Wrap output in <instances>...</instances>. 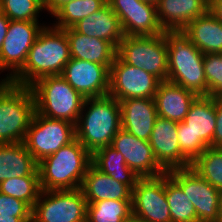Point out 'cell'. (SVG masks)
<instances>
[{
  "instance_id": "3",
  "label": "cell",
  "mask_w": 222,
  "mask_h": 222,
  "mask_svg": "<svg viewBox=\"0 0 222 222\" xmlns=\"http://www.w3.org/2000/svg\"><path fill=\"white\" fill-rule=\"evenodd\" d=\"M91 164L92 154L75 139L38 162L41 190L80 188Z\"/></svg>"
},
{
  "instance_id": "5",
  "label": "cell",
  "mask_w": 222,
  "mask_h": 222,
  "mask_svg": "<svg viewBox=\"0 0 222 222\" xmlns=\"http://www.w3.org/2000/svg\"><path fill=\"white\" fill-rule=\"evenodd\" d=\"M30 88L35 100V112L77 124L85 98L62 76L43 77Z\"/></svg>"
},
{
  "instance_id": "29",
  "label": "cell",
  "mask_w": 222,
  "mask_h": 222,
  "mask_svg": "<svg viewBox=\"0 0 222 222\" xmlns=\"http://www.w3.org/2000/svg\"><path fill=\"white\" fill-rule=\"evenodd\" d=\"M132 215V200H102L87 203L86 222H126Z\"/></svg>"
},
{
  "instance_id": "33",
  "label": "cell",
  "mask_w": 222,
  "mask_h": 222,
  "mask_svg": "<svg viewBox=\"0 0 222 222\" xmlns=\"http://www.w3.org/2000/svg\"><path fill=\"white\" fill-rule=\"evenodd\" d=\"M0 10L9 20L37 22L44 11L41 0H1Z\"/></svg>"
},
{
  "instance_id": "16",
  "label": "cell",
  "mask_w": 222,
  "mask_h": 222,
  "mask_svg": "<svg viewBox=\"0 0 222 222\" xmlns=\"http://www.w3.org/2000/svg\"><path fill=\"white\" fill-rule=\"evenodd\" d=\"M60 76L85 99L109 93L110 69L105 65L70 58Z\"/></svg>"
},
{
  "instance_id": "28",
  "label": "cell",
  "mask_w": 222,
  "mask_h": 222,
  "mask_svg": "<svg viewBox=\"0 0 222 222\" xmlns=\"http://www.w3.org/2000/svg\"><path fill=\"white\" fill-rule=\"evenodd\" d=\"M106 4L107 0H73L66 2L51 16L54 18L51 24L59 29L71 28L83 18L99 11Z\"/></svg>"
},
{
  "instance_id": "9",
  "label": "cell",
  "mask_w": 222,
  "mask_h": 222,
  "mask_svg": "<svg viewBox=\"0 0 222 222\" xmlns=\"http://www.w3.org/2000/svg\"><path fill=\"white\" fill-rule=\"evenodd\" d=\"M75 139V124L34 112L23 143L35 160L40 162Z\"/></svg>"
},
{
  "instance_id": "21",
  "label": "cell",
  "mask_w": 222,
  "mask_h": 222,
  "mask_svg": "<svg viewBox=\"0 0 222 222\" xmlns=\"http://www.w3.org/2000/svg\"><path fill=\"white\" fill-rule=\"evenodd\" d=\"M198 95L169 81H161L154 100L159 117L180 123Z\"/></svg>"
},
{
  "instance_id": "22",
  "label": "cell",
  "mask_w": 222,
  "mask_h": 222,
  "mask_svg": "<svg viewBox=\"0 0 222 222\" xmlns=\"http://www.w3.org/2000/svg\"><path fill=\"white\" fill-rule=\"evenodd\" d=\"M64 30L69 41L71 58L98 63L111 68L117 49L110 42L83 35L73 27Z\"/></svg>"
},
{
  "instance_id": "34",
  "label": "cell",
  "mask_w": 222,
  "mask_h": 222,
  "mask_svg": "<svg viewBox=\"0 0 222 222\" xmlns=\"http://www.w3.org/2000/svg\"><path fill=\"white\" fill-rule=\"evenodd\" d=\"M203 67L207 80V96L222 97V53L204 54Z\"/></svg>"
},
{
  "instance_id": "24",
  "label": "cell",
  "mask_w": 222,
  "mask_h": 222,
  "mask_svg": "<svg viewBox=\"0 0 222 222\" xmlns=\"http://www.w3.org/2000/svg\"><path fill=\"white\" fill-rule=\"evenodd\" d=\"M73 28L83 35L106 40L116 49L124 38L120 20L108 3L80 20Z\"/></svg>"
},
{
  "instance_id": "7",
  "label": "cell",
  "mask_w": 222,
  "mask_h": 222,
  "mask_svg": "<svg viewBox=\"0 0 222 222\" xmlns=\"http://www.w3.org/2000/svg\"><path fill=\"white\" fill-rule=\"evenodd\" d=\"M34 112L31 88L5 81L0 86V144L23 142Z\"/></svg>"
},
{
  "instance_id": "41",
  "label": "cell",
  "mask_w": 222,
  "mask_h": 222,
  "mask_svg": "<svg viewBox=\"0 0 222 222\" xmlns=\"http://www.w3.org/2000/svg\"><path fill=\"white\" fill-rule=\"evenodd\" d=\"M217 222H222V190H220V195H219V209H218Z\"/></svg>"
},
{
  "instance_id": "17",
  "label": "cell",
  "mask_w": 222,
  "mask_h": 222,
  "mask_svg": "<svg viewBox=\"0 0 222 222\" xmlns=\"http://www.w3.org/2000/svg\"><path fill=\"white\" fill-rule=\"evenodd\" d=\"M111 146L123 155L126 165L139 178L155 177L166 172L156 161L149 141L139 139L122 128Z\"/></svg>"
},
{
  "instance_id": "23",
  "label": "cell",
  "mask_w": 222,
  "mask_h": 222,
  "mask_svg": "<svg viewBox=\"0 0 222 222\" xmlns=\"http://www.w3.org/2000/svg\"><path fill=\"white\" fill-rule=\"evenodd\" d=\"M81 191L87 203L102 200H132V190L91 164L83 178Z\"/></svg>"
},
{
  "instance_id": "2",
  "label": "cell",
  "mask_w": 222,
  "mask_h": 222,
  "mask_svg": "<svg viewBox=\"0 0 222 222\" xmlns=\"http://www.w3.org/2000/svg\"><path fill=\"white\" fill-rule=\"evenodd\" d=\"M121 129V107L107 95L86 98L76 124V139L91 153L112 144Z\"/></svg>"
},
{
  "instance_id": "36",
  "label": "cell",
  "mask_w": 222,
  "mask_h": 222,
  "mask_svg": "<svg viewBox=\"0 0 222 222\" xmlns=\"http://www.w3.org/2000/svg\"><path fill=\"white\" fill-rule=\"evenodd\" d=\"M216 127L212 147L222 148V97H215Z\"/></svg>"
},
{
  "instance_id": "27",
  "label": "cell",
  "mask_w": 222,
  "mask_h": 222,
  "mask_svg": "<svg viewBox=\"0 0 222 222\" xmlns=\"http://www.w3.org/2000/svg\"><path fill=\"white\" fill-rule=\"evenodd\" d=\"M92 164L109 177L126 184L131 190L139 179L138 175L126 165L123 155L111 145L96 150L92 154Z\"/></svg>"
},
{
  "instance_id": "38",
  "label": "cell",
  "mask_w": 222,
  "mask_h": 222,
  "mask_svg": "<svg viewBox=\"0 0 222 222\" xmlns=\"http://www.w3.org/2000/svg\"><path fill=\"white\" fill-rule=\"evenodd\" d=\"M9 18L0 10V49L9 27Z\"/></svg>"
},
{
  "instance_id": "14",
  "label": "cell",
  "mask_w": 222,
  "mask_h": 222,
  "mask_svg": "<svg viewBox=\"0 0 222 222\" xmlns=\"http://www.w3.org/2000/svg\"><path fill=\"white\" fill-rule=\"evenodd\" d=\"M132 214L151 222H171L165 195V173L138 179L132 190Z\"/></svg>"
},
{
  "instance_id": "11",
  "label": "cell",
  "mask_w": 222,
  "mask_h": 222,
  "mask_svg": "<svg viewBox=\"0 0 222 222\" xmlns=\"http://www.w3.org/2000/svg\"><path fill=\"white\" fill-rule=\"evenodd\" d=\"M47 25L44 22L10 20L0 49V75L9 81L25 64L31 46Z\"/></svg>"
},
{
  "instance_id": "32",
  "label": "cell",
  "mask_w": 222,
  "mask_h": 222,
  "mask_svg": "<svg viewBox=\"0 0 222 222\" xmlns=\"http://www.w3.org/2000/svg\"><path fill=\"white\" fill-rule=\"evenodd\" d=\"M39 175L15 177L0 182V192L26 202L33 208L41 193Z\"/></svg>"
},
{
  "instance_id": "19",
  "label": "cell",
  "mask_w": 222,
  "mask_h": 222,
  "mask_svg": "<svg viewBox=\"0 0 222 222\" xmlns=\"http://www.w3.org/2000/svg\"><path fill=\"white\" fill-rule=\"evenodd\" d=\"M208 0H159L157 18L164 32L182 31L191 21L209 11Z\"/></svg>"
},
{
  "instance_id": "44",
  "label": "cell",
  "mask_w": 222,
  "mask_h": 222,
  "mask_svg": "<svg viewBox=\"0 0 222 222\" xmlns=\"http://www.w3.org/2000/svg\"><path fill=\"white\" fill-rule=\"evenodd\" d=\"M6 80L1 76L0 77V86L5 82Z\"/></svg>"
},
{
  "instance_id": "20",
  "label": "cell",
  "mask_w": 222,
  "mask_h": 222,
  "mask_svg": "<svg viewBox=\"0 0 222 222\" xmlns=\"http://www.w3.org/2000/svg\"><path fill=\"white\" fill-rule=\"evenodd\" d=\"M119 103L121 128L139 139L149 141L158 117L154 98H131Z\"/></svg>"
},
{
  "instance_id": "43",
  "label": "cell",
  "mask_w": 222,
  "mask_h": 222,
  "mask_svg": "<svg viewBox=\"0 0 222 222\" xmlns=\"http://www.w3.org/2000/svg\"><path fill=\"white\" fill-rule=\"evenodd\" d=\"M143 1L150 2L156 5L159 0H143Z\"/></svg>"
},
{
  "instance_id": "30",
  "label": "cell",
  "mask_w": 222,
  "mask_h": 222,
  "mask_svg": "<svg viewBox=\"0 0 222 222\" xmlns=\"http://www.w3.org/2000/svg\"><path fill=\"white\" fill-rule=\"evenodd\" d=\"M165 195L170 208L171 222H198L193 204L183 190L165 172Z\"/></svg>"
},
{
  "instance_id": "37",
  "label": "cell",
  "mask_w": 222,
  "mask_h": 222,
  "mask_svg": "<svg viewBox=\"0 0 222 222\" xmlns=\"http://www.w3.org/2000/svg\"><path fill=\"white\" fill-rule=\"evenodd\" d=\"M73 0H41L44 12H48L49 16L53 15L66 2Z\"/></svg>"
},
{
  "instance_id": "26",
  "label": "cell",
  "mask_w": 222,
  "mask_h": 222,
  "mask_svg": "<svg viewBox=\"0 0 222 222\" xmlns=\"http://www.w3.org/2000/svg\"><path fill=\"white\" fill-rule=\"evenodd\" d=\"M28 175H39L38 162L24 143L0 144V182Z\"/></svg>"
},
{
  "instance_id": "40",
  "label": "cell",
  "mask_w": 222,
  "mask_h": 222,
  "mask_svg": "<svg viewBox=\"0 0 222 222\" xmlns=\"http://www.w3.org/2000/svg\"><path fill=\"white\" fill-rule=\"evenodd\" d=\"M0 222H32V217H12L11 215H0Z\"/></svg>"
},
{
  "instance_id": "18",
  "label": "cell",
  "mask_w": 222,
  "mask_h": 222,
  "mask_svg": "<svg viewBox=\"0 0 222 222\" xmlns=\"http://www.w3.org/2000/svg\"><path fill=\"white\" fill-rule=\"evenodd\" d=\"M177 130V122L158 116L150 135L149 144L154 157L166 172L191 167V163L181 154Z\"/></svg>"
},
{
  "instance_id": "8",
  "label": "cell",
  "mask_w": 222,
  "mask_h": 222,
  "mask_svg": "<svg viewBox=\"0 0 222 222\" xmlns=\"http://www.w3.org/2000/svg\"><path fill=\"white\" fill-rule=\"evenodd\" d=\"M124 63L143 69L160 81L168 77L166 32L155 36H127L121 40L116 54Z\"/></svg>"
},
{
  "instance_id": "25",
  "label": "cell",
  "mask_w": 222,
  "mask_h": 222,
  "mask_svg": "<svg viewBox=\"0 0 222 222\" xmlns=\"http://www.w3.org/2000/svg\"><path fill=\"white\" fill-rule=\"evenodd\" d=\"M203 54L222 53V22L210 11L181 31Z\"/></svg>"
},
{
  "instance_id": "13",
  "label": "cell",
  "mask_w": 222,
  "mask_h": 222,
  "mask_svg": "<svg viewBox=\"0 0 222 222\" xmlns=\"http://www.w3.org/2000/svg\"><path fill=\"white\" fill-rule=\"evenodd\" d=\"M160 82L156 76L124 63L116 55L110 68L108 95L118 101L131 98H154Z\"/></svg>"
},
{
  "instance_id": "6",
  "label": "cell",
  "mask_w": 222,
  "mask_h": 222,
  "mask_svg": "<svg viewBox=\"0 0 222 222\" xmlns=\"http://www.w3.org/2000/svg\"><path fill=\"white\" fill-rule=\"evenodd\" d=\"M216 127L215 97L198 96L184 120L178 123L181 154L192 164L208 147H212Z\"/></svg>"
},
{
  "instance_id": "15",
  "label": "cell",
  "mask_w": 222,
  "mask_h": 222,
  "mask_svg": "<svg viewBox=\"0 0 222 222\" xmlns=\"http://www.w3.org/2000/svg\"><path fill=\"white\" fill-rule=\"evenodd\" d=\"M118 16L124 35L155 36L164 33L156 5L143 0H107Z\"/></svg>"
},
{
  "instance_id": "39",
  "label": "cell",
  "mask_w": 222,
  "mask_h": 222,
  "mask_svg": "<svg viewBox=\"0 0 222 222\" xmlns=\"http://www.w3.org/2000/svg\"><path fill=\"white\" fill-rule=\"evenodd\" d=\"M209 11L222 22V0H213L210 3Z\"/></svg>"
},
{
  "instance_id": "1",
  "label": "cell",
  "mask_w": 222,
  "mask_h": 222,
  "mask_svg": "<svg viewBox=\"0 0 222 222\" xmlns=\"http://www.w3.org/2000/svg\"><path fill=\"white\" fill-rule=\"evenodd\" d=\"M70 58L69 41L65 30L54 27L50 22L38 34L24 66L9 82L30 87L43 77L61 75Z\"/></svg>"
},
{
  "instance_id": "12",
  "label": "cell",
  "mask_w": 222,
  "mask_h": 222,
  "mask_svg": "<svg viewBox=\"0 0 222 222\" xmlns=\"http://www.w3.org/2000/svg\"><path fill=\"white\" fill-rule=\"evenodd\" d=\"M167 172L193 204L198 222H217L220 191L191 167Z\"/></svg>"
},
{
  "instance_id": "10",
  "label": "cell",
  "mask_w": 222,
  "mask_h": 222,
  "mask_svg": "<svg viewBox=\"0 0 222 222\" xmlns=\"http://www.w3.org/2000/svg\"><path fill=\"white\" fill-rule=\"evenodd\" d=\"M87 202L80 188L41 191L32 222H86Z\"/></svg>"
},
{
  "instance_id": "42",
  "label": "cell",
  "mask_w": 222,
  "mask_h": 222,
  "mask_svg": "<svg viewBox=\"0 0 222 222\" xmlns=\"http://www.w3.org/2000/svg\"><path fill=\"white\" fill-rule=\"evenodd\" d=\"M126 222H151V221L141 219V218L135 216L134 214H132Z\"/></svg>"
},
{
  "instance_id": "35",
  "label": "cell",
  "mask_w": 222,
  "mask_h": 222,
  "mask_svg": "<svg viewBox=\"0 0 222 222\" xmlns=\"http://www.w3.org/2000/svg\"><path fill=\"white\" fill-rule=\"evenodd\" d=\"M0 215L32 217V208L26 202L0 192Z\"/></svg>"
},
{
  "instance_id": "4",
  "label": "cell",
  "mask_w": 222,
  "mask_h": 222,
  "mask_svg": "<svg viewBox=\"0 0 222 222\" xmlns=\"http://www.w3.org/2000/svg\"><path fill=\"white\" fill-rule=\"evenodd\" d=\"M168 49L167 81L180 85L198 96H207L203 67L204 54L181 32H166Z\"/></svg>"
},
{
  "instance_id": "31",
  "label": "cell",
  "mask_w": 222,
  "mask_h": 222,
  "mask_svg": "<svg viewBox=\"0 0 222 222\" xmlns=\"http://www.w3.org/2000/svg\"><path fill=\"white\" fill-rule=\"evenodd\" d=\"M191 168L210 185L222 190V148L208 147L192 162Z\"/></svg>"
}]
</instances>
